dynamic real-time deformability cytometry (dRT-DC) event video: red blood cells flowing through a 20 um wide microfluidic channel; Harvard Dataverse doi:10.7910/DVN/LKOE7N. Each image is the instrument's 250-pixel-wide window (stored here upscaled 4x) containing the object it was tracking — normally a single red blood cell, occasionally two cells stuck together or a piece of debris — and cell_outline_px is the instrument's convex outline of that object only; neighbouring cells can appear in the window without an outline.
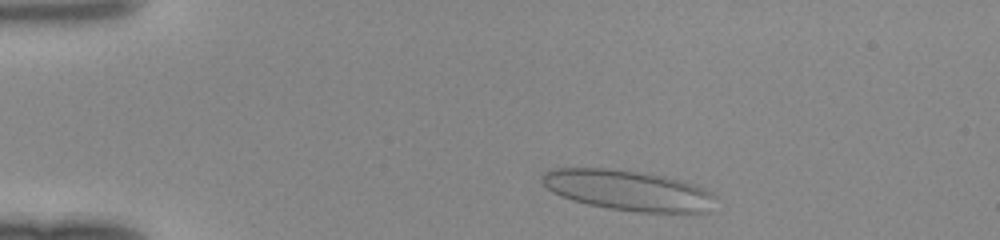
{"species": "human", "species_latin": "Homo sapiens", "temperature_condition": "room temperature", "stored_images_in_passage": 40, "camera_frame_rate_fps": 3000, "um_per_image_px": 0.085, "donor": {"sex": "female"}, "frame": {"image": 1, "passage_image": 2, "time_ms": 0.333, "image_size_px": [1000, 240], "cell_outline_px": [[716, 196], [708, 212], [640, 212], [608, 208], [588, 204], [572, 200], [560, 196], [552, 192], [540, 180], [544, 172], [556, 168], [608, 168], [664, 176], [696, 184], [712, 192]], "centroid_in_image_um": [53.38, 16.18], "position_along_channel_um": 31.6, "area_um2": 40.63}}
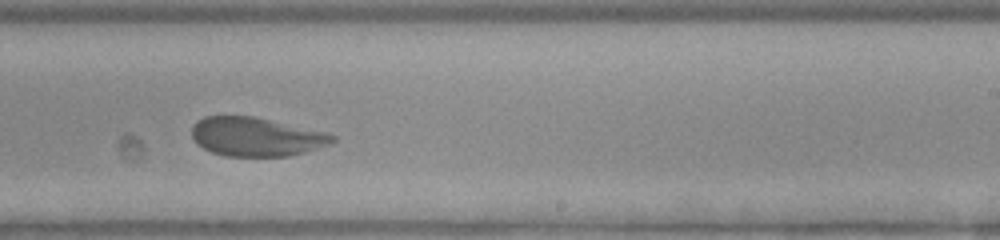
{"frame": {"image": 2, "passage_image": 23, "time_ms": 7.333, "image_size_px": [1000, 240], "cell_outline_px": [[336, 140], [332, 144], [304, 152], [288, 156], [224, 156], [212, 152], [196, 144], [192, 136], [192, 124], [196, 120], [204, 116], [252, 116], [324, 132], [336, 136]], "centroid_in_image_um": [21.74, 11.63], "position_along_channel_um": 267.3, "area_um2": 31.79}}
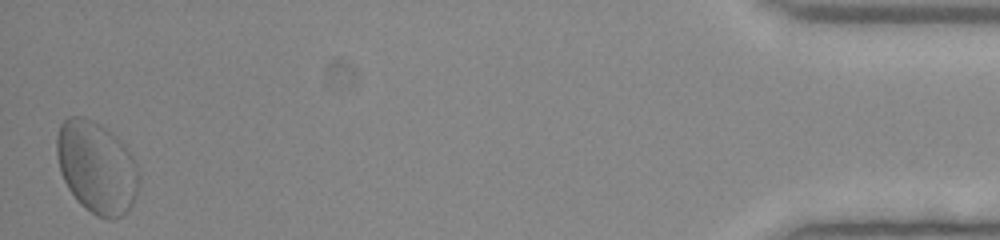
{"frame": {"image": 3, "passage_image": 40, "time_ms": 13.0, "image_size_px": [1000, 240], "cell_outline_px": [[140, 176], [136, 196], [132, 204], [120, 216], [112, 220], [108, 220], [96, 216], [84, 208], [76, 200], [68, 188], [60, 172], [56, 152], [56, 136], [60, 124], [68, 116], [84, 116], [100, 124], [116, 136], [124, 144], [132, 156], [136, 164]], "centroid_in_image_um": [8.2, 14.22], "position_along_channel_um": 427.0, "area_um2": 44.39}}